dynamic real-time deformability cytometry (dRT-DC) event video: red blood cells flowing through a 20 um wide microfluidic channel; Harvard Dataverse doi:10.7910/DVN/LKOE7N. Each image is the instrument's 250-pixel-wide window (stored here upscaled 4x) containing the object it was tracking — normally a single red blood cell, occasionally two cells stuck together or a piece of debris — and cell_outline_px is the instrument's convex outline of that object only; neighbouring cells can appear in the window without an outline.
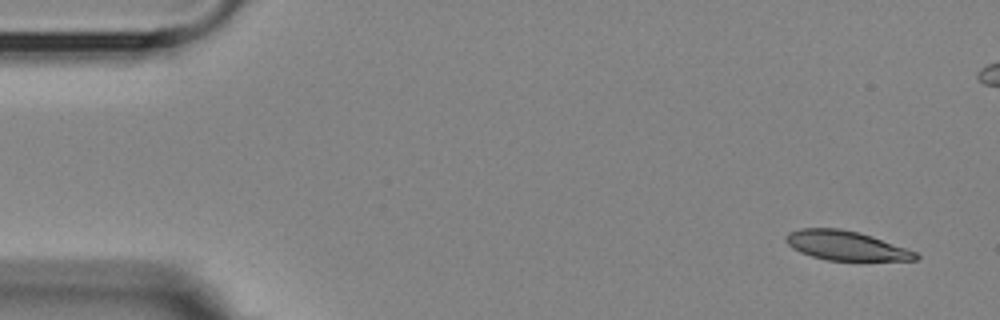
{"species": "Egyptian fruit bat (a non-hibernating species)", "species_latin": "Rousettus aegyptiacus", "temperature_condition": "room temperature", "stored_images_in_passage": 5, "camera_frame_rate_fps": 3000, "um_per_image_px": 0.085, "animal": {"sex": "female"}, "frame": {"image": 1, "passage_image": 1, "time_ms": 0.0, "image_size_px": [1000, 320], "cell_outline_px": [[920, 256], [916, 260], [828, 260], [812, 256], [800, 252], [792, 248], [784, 240], [784, 236], [788, 232], [800, 228], [840, 228], [860, 232], [872, 236], [916, 252]], "centroid_in_image_um": [71.85, 20.86], "position_along_channel_um": 13.1, "area_um2": 22.14}}